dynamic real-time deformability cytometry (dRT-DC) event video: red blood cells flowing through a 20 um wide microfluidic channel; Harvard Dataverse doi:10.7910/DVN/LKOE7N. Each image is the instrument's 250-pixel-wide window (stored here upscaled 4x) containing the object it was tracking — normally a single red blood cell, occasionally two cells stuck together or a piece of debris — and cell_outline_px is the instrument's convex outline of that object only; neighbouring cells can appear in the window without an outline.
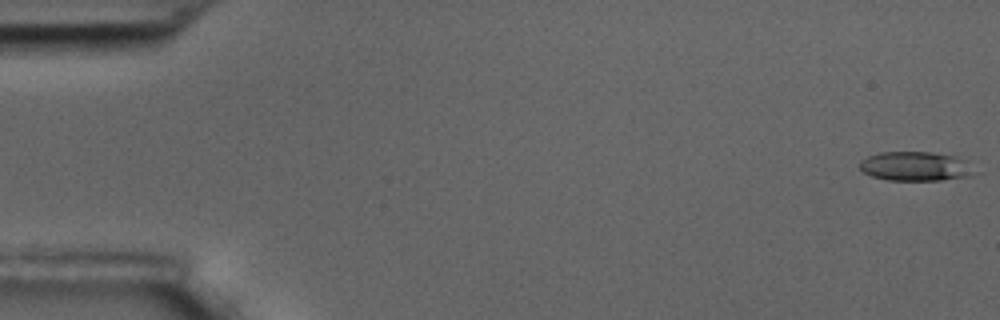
{"species": "common noctule bat (a hibernating species)", "species_latin": "Nyctalus noctula", "temperature_condition": "room temperature", "stored_images_in_passage": 57, "camera_frame_rate_fps": 3000, "um_per_image_px": 0.085, "animal": {"sex": "male", "body_mass_g": 17.5, "forearm_length_mm": 52.3}, "frame": {"image": 1, "passage_image": 1, "time_ms": 0.0, "image_size_px": [1000, 320], "cell_outline_px": [[980, 172], [972, 176], [940, 180], [888, 180], [872, 176], [864, 172], [860, 168], [860, 160], [868, 156], [880, 152], [932, 152], [956, 156], [968, 160]], "centroid_in_image_um": [77.93, 14.13], "position_along_channel_um": 7.1, "area_um2": 20.0}}
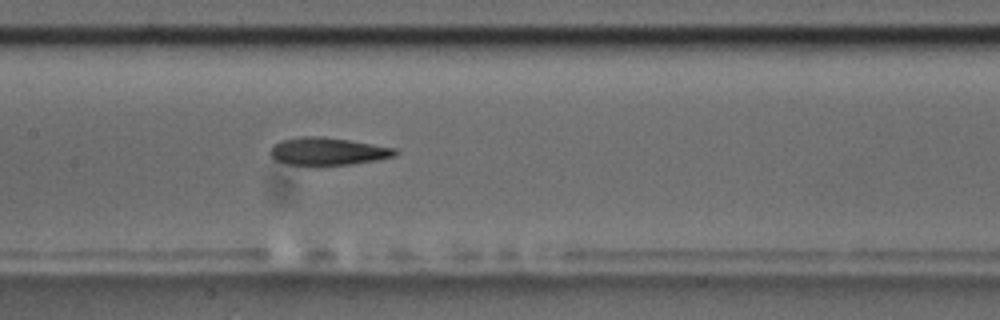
{"frame": {"image": 2, "passage_image": 28, "time_ms": 9.0, "image_size_px": [1000, 320], "cell_outline_px": [[400, 152], [396, 156], [376, 160], [352, 164], [320, 168], [316, 168], [284, 164], [276, 160], [268, 152], [272, 144], [280, 140], [300, 136], [320, 136], [348, 140], [396, 148]], "centroid_in_image_um": [27.8, 12.91], "position_along_channel_um": 179.6, "area_um2": 21.1}}
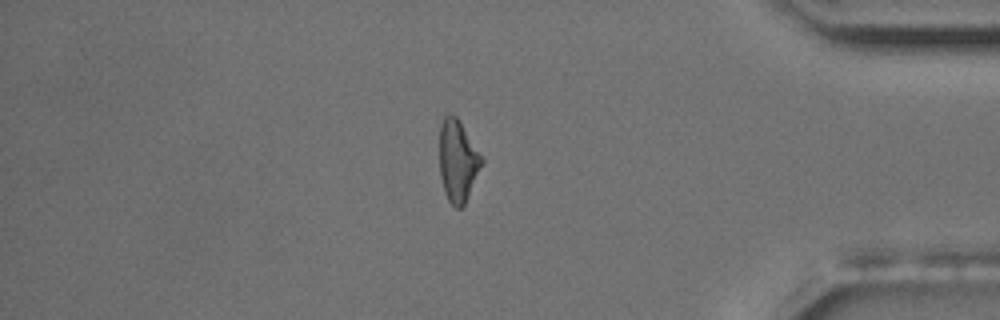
{"frame": {"image": 3, "passage_image": 49, "time_ms": 16.0, "image_size_px": [1000, 320], "cell_outline_px": [[484, 160], [468, 196], [464, 204], [460, 208], [456, 208], [448, 200], [444, 192], [440, 176], [440, 124], [444, 116], [452, 112], [460, 120]], "centroid_in_image_um": [38.9, 13.64], "position_along_channel_um": 396.3, "area_um2": 20.06}, "authors_computed_cell_mechanics": {"area_um2": 20.519, "velocity_mm_per_s": 3.5323, "shape_relaxation_time_tau1_ms": 5.1422, "shape_relaxation_time_tau2_ms": 3.5675, "deformation_change_tau1": 0.1747, "deformation_change_tau2": 0.1403}}